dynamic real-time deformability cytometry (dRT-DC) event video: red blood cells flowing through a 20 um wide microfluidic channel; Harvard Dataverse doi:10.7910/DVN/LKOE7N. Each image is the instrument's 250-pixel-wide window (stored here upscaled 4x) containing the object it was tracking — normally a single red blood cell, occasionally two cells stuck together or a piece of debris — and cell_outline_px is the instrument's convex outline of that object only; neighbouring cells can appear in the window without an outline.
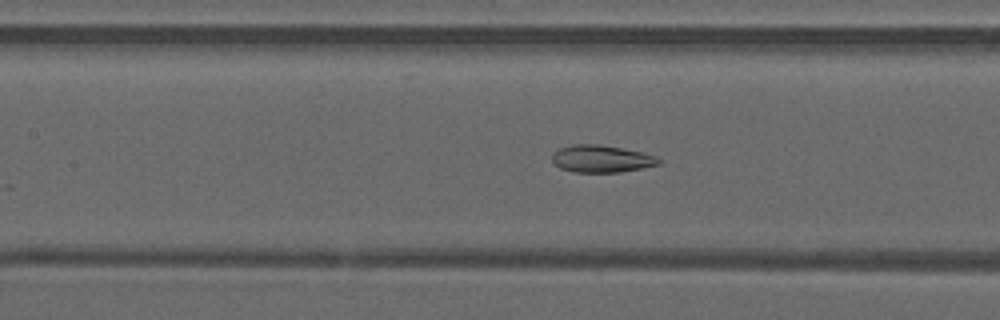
{"species": "common noctule bat (a hibernating species)", "species_latin": "Nyctalus noctula", "temperature_condition": "warm", "stored_images_in_passage": 20, "camera_frame_rate_fps": 3000, "um_per_image_px": 0.085, "animal": {"sex": "male", "forearm_length_mm": 52.5}, "frame": {"image": 1, "passage_image": 9, "time_ms": 2.667, "image_size_px": [1000, 320], "cell_outline_px": [[660, 164], [620, 172], [572, 172], [560, 168], [552, 164], [552, 156], [560, 148], [572, 144], [600, 144], [640, 152], [656, 156], [660, 160]], "centroid_in_image_um": [51.08, 13.5], "position_along_channel_um": 156.3, "area_um2": 16.82}}
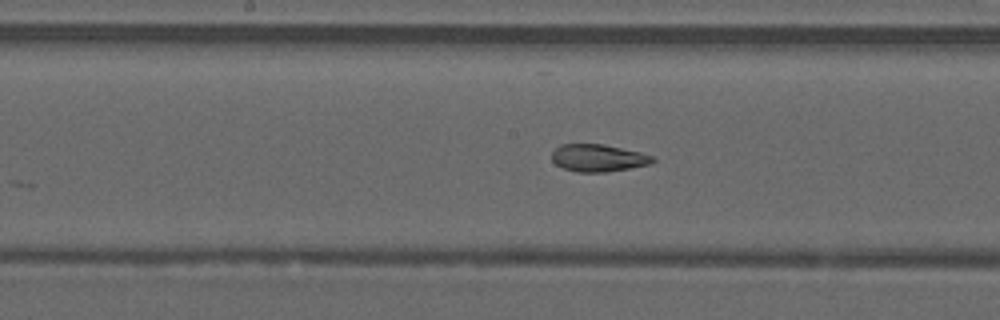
{"frame": {"image": 2, "passage_image": 12, "time_ms": 3.667, "image_size_px": [1000, 320], "cell_outline_px": [[656, 160], [652, 164], [608, 172], [576, 172], [564, 168], [556, 164], [552, 160], [552, 152], [560, 144], [604, 144], [640, 152], [656, 156]], "centroid_in_image_um": [50.89, 13.43], "position_along_channel_um": 197.3, "area_um2": 16.24}}
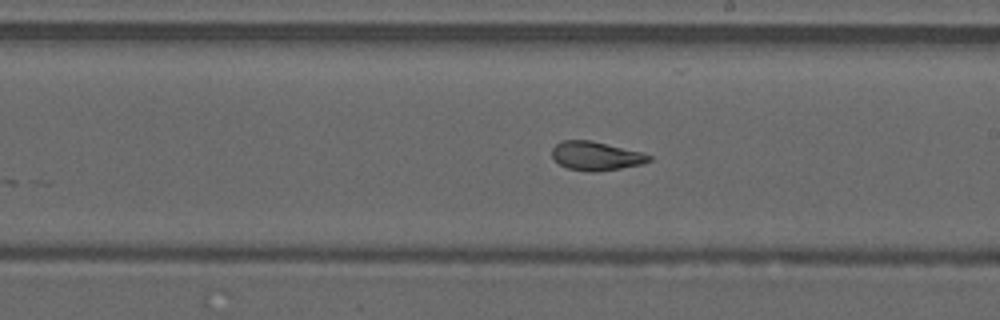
{"frame": {"image": 3, "passage_image": 15, "time_ms": 4.667, "image_size_px": [1000, 320], "cell_outline_px": [[652, 160], [640, 164], [620, 168], [592, 172], [568, 168], [560, 164], [552, 156], [552, 148], [556, 144], [564, 140], [592, 140], [640, 152], [652, 156]], "centroid_in_image_um": [50.65, 13.24], "position_along_channel_um": 238.4, "area_um2": 16.01}}